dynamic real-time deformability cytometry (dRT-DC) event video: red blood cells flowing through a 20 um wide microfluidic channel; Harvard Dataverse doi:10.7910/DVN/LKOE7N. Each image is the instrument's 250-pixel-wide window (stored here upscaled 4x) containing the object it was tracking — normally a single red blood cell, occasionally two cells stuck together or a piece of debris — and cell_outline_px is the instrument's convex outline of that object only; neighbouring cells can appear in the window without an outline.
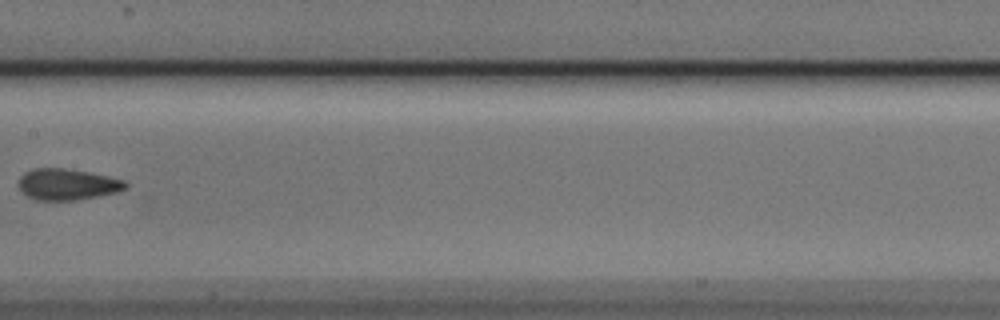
{"species": "Egyptian fruit bat (a non-hibernating species)", "species_latin": "Rousettus aegyptiacus", "temperature_condition": "cold", "stored_images_in_passage": 8, "camera_frame_rate_fps": 3000, "um_per_image_px": 0.085, "animal": {"sex": "male"}, "frame": {"image": 1, "passage_image": 7, "time_ms": 2.0, "image_size_px": [1000, 320], "cell_outline_px": [[128, 188], [116, 192], [96, 196], [72, 200], [36, 200], [28, 196], [16, 184], [20, 176], [24, 172], [32, 168], [64, 168], [88, 172], [108, 176], [124, 180], [128, 184]], "centroid_in_image_um": [5.69, 15.65], "position_along_channel_um": 201.7, "area_um2": 19.42}}
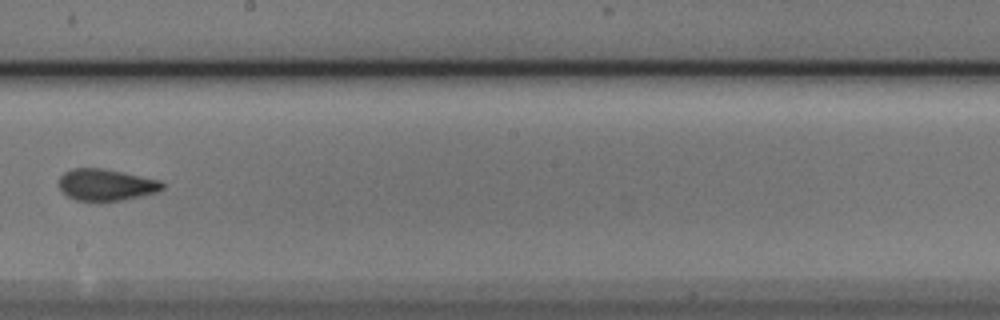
{"frame": {"image": 2, "passage_image": 8, "time_ms": 2.333, "image_size_px": [1000, 320], "cell_outline_px": [[164, 188], [156, 192], [140, 196], [100, 204], [76, 200], [68, 196], [60, 188], [60, 176], [64, 172], [72, 168], [100, 168], [160, 180], [164, 184]], "centroid_in_image_um": [8.99, 15.74], "position_along_channel_um": 239.2, "area_um2": 19.25}}